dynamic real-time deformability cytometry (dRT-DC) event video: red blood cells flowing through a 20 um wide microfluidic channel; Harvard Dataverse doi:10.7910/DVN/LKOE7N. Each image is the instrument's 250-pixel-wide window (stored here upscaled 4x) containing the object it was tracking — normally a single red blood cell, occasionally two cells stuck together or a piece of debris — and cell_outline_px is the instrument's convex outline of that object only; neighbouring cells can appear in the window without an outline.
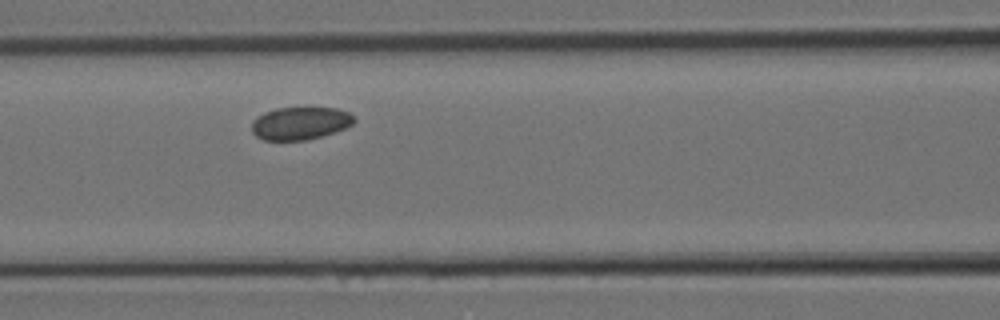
{"species": "Egyptian fruit bat (a non-hibernating species)", "species_latin": "Rousettus aegyptiacus", "temperature_condition": "room temperature", "stored_images_in_passage": 9, "camera_frame_rate_fps": 3000, "um_per_image_px": 0.085, "animal": {"sex": "female"}, "frame": {"image": 1, "passage_image": 7, "time_ms": 2.0, "image_size_px": [1000, 320], "cell_outline_px": [[356, 120], [352, 124], [336, 132], [304, 140], [264, 140], [256, 136], [252, 132], [252, 120], [256, 116], [264, 112], [276, 108], [336, 108], [348, 112]], "centroid_in_image_um": [25.48, 10.47], "position_along_channel_um": 141.1, "area_um2": 19.48}}
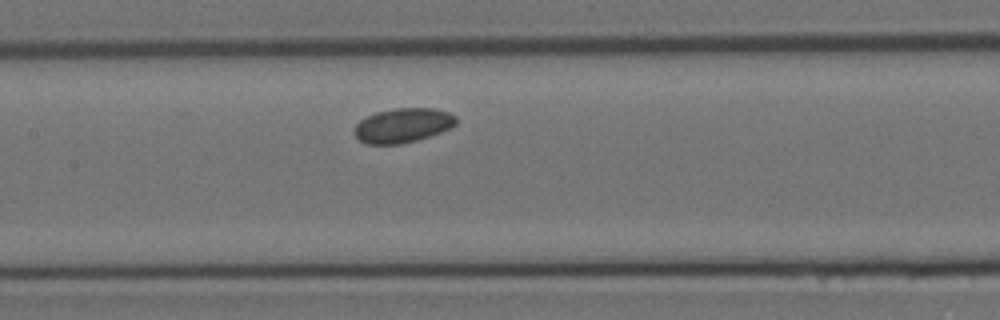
{"frame": {"image": 2, "passage_image": 8, "time_ms": 2.333, "image_size_px": [1000, 320], "cell_outline_px": [[456, 124], [452, 128], [416, 140], [400, 144], [368, 144], [360, 140], [352, 132], [352, 128], [360, 120], [376, 112], [396, 108], [432, 108], [448, 112], [456, 116]], "centroid_in_image_um": [34.22, 10.65], "position_along_channel_um": 173.2, "area_um2": 20.4}}